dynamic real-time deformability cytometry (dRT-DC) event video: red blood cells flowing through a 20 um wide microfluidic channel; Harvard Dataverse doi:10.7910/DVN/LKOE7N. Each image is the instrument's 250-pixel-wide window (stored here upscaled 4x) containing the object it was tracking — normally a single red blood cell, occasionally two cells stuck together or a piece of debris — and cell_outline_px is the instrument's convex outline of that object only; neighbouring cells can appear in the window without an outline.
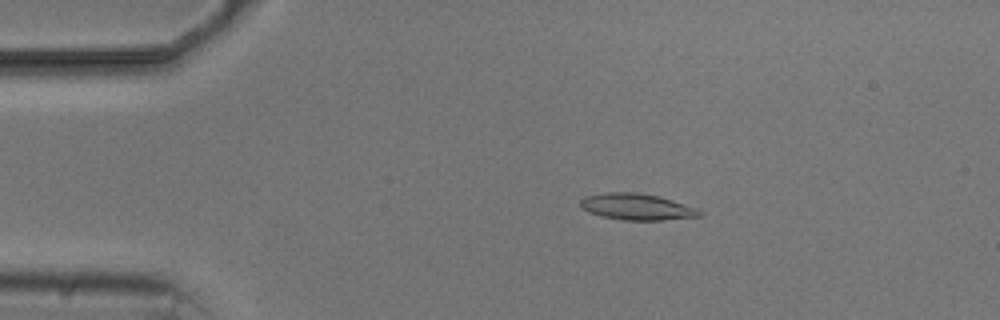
{"species": "common noctule bat (a hibernating species)", "species_latin": "Nyctalus noctula", "temperature_condition": "cold", "stored_images_in_passage": 6, "camera_frame_rate_fps": 3000, "um_per_image_px": 0.085, "animal": {"sex": "male", "body_mass_g": 20.5, "forearm_length_mm": 52.5}, "frame": {"image": 1, "passage_image": 3, "time_ms": 2.333, "image_size_px": [1000, 320], "cell_outline_px": [[704, 216], [664, 220], [624, 220], [600, 216], [588, 212], [580, 208], [580, 200], [584, 196], [604, 192], [636, 192], [660, 196], [696, 208], [704, 212]], "centroid_in_image_um": [54.12, 17.58], "position_along_channel_um": 30.9, "area_um2": 18.61}}
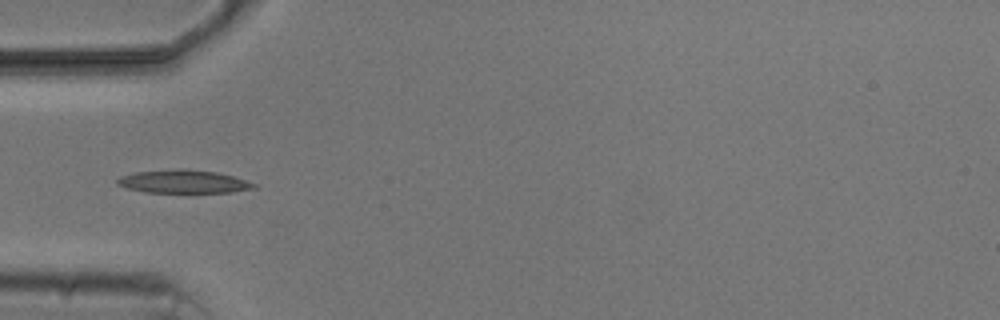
{"frame": {"image": 2, "passage_image": 5, "time_ms": 4.667, "image_size_px": [1000, 320], "cell_outline_px": [[256, 188], [232, 192], [144, 192], [124, 188], [116, 184], [116, 180], [120, 176], [136, 172], [180, 168], [184, 168], [216, 172], [232, 176], [256, 184]], "centroid_in_image_um": [15.54, 15.43], "position_along_channel_um": 69.5, "area_um2": 18.44}}
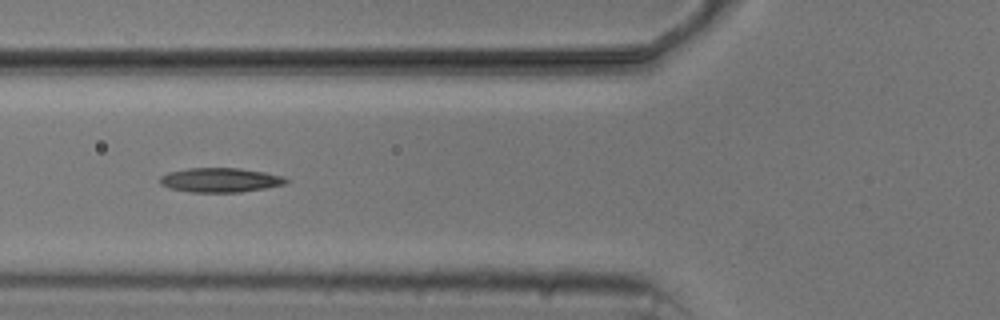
{"frame": {"image": 3, "passage_image": 6, "time_ms": 5.667, "image_size_px": [1000, 320], "cell_outline_px": [[292, 180], [284, 184], [264, 188], [240, 192], [188, 192], [168, 188], [160, 184], [160, 176], [168, 172], [188, 168], [240, 168], [264, 172], [284, 176]], "centroid_in_image_um": [18.72, 15.3], "position_along_channel_um": 107.1, "area_um2": 18.03}}